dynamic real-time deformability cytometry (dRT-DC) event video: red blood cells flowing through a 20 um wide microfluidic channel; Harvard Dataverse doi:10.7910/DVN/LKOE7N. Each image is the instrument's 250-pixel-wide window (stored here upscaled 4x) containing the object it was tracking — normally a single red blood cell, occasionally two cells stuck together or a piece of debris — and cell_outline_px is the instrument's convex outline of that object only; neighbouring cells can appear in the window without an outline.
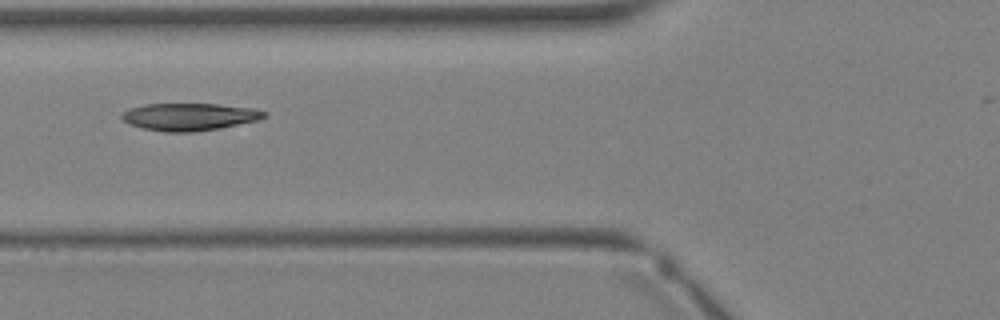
{"species": "Egyptian fruit bat (a non-hibernating species)", "species_latin": "Rousettus aegyptiacus", "temperature_condition": "warm", "stored_images_in_passage": 4, "camera_frame_rate_fps": 3000, "um_per_image_px": 0.085, "animal": {"sex": "female"}, "frame": {"image": 1, "passage_image": 4, "time_ms": 3.667, "image_size_px": [1000, 320], "cell_outline_px": [[268, 116], [260, 120], [220, 128], [196, 132], [164, 132], [144, 128], [128, 124], [120, 116], [120, 112], [128, 108], [144, 104], [220, 104], [252, 108], [268, 112]], "centroid_in_image_um": [16.1, 9.92], "position_along_channel_um": 109.7, "area_um2": 23.06}}